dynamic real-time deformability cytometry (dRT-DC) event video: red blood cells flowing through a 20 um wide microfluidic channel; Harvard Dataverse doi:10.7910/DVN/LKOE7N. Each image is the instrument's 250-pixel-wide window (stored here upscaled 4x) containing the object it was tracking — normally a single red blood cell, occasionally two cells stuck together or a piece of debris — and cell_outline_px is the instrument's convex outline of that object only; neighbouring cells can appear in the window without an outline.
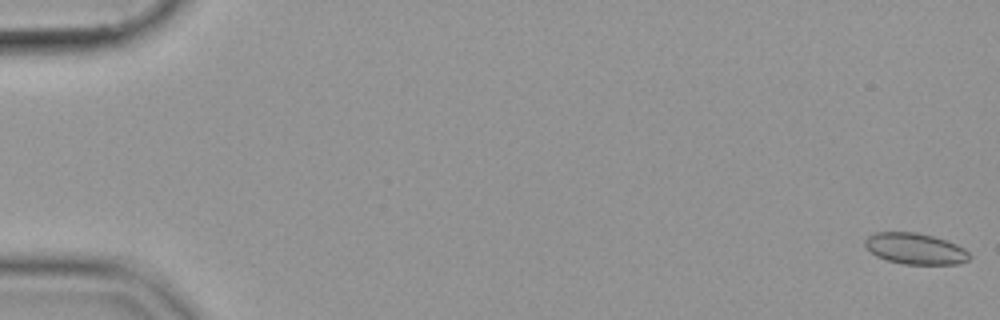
{"species": "common noctule bat (a hibernating species)", "species_latin": "Nyctalus noctula", "temperature_condition": "cold", "stored_images_in_passage": 55, "camera_frame_rate_fps": 3000, "um_per_image_px": 0.085, "animal": {"sex": "female", "body_mass_g": 19.9}, "frame": {"image": 1, "passage_image": 1, "time_ms": 0.0, "image_size_px": [1000, 320], "cell_outline_px": [[972, 256], [968, 260], [960, 264], [904, 264], [888, 260], [876, 256], [864, 244], [864, 240], [868, 236], [876, 232], [916, 232], [932, 236], [956, 244], [964, 248]], "centroid_in_image_um": [77.81, 21.14], "position_along_channel_um": 7.2, "area_um2": 18.84}}
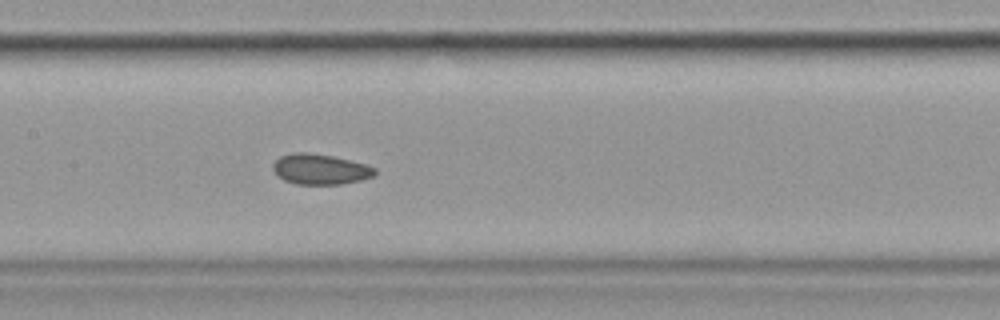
{"frame": {"image": 2, "passage_image": 28, "time_ms": 9.0, "image_size_px": [1000, 320], "cell_outline_px": [[376, 172], [372, 176], [360, 180], [340, 184], [296, 184], [284, 180], [272, 168], [272, 164], [280, 156], [296, 152], [308, 152], [332, 156], [364, 164], [376, 168]], "centroid_in_image_um": [27.2, 14.38], "position_along_channel_um": 180.2, "area_um2": 17.8}}
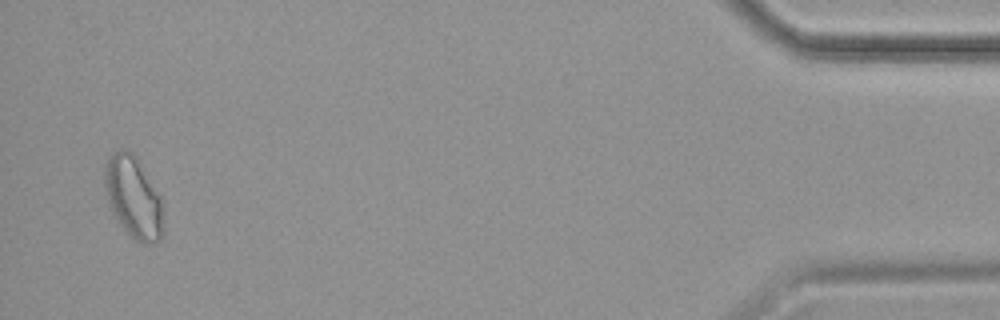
{"frame": {"image": 3, "passage_image": 54, "time_ms": 17.667, "image_size_px": [1000, 320], "cell_outline_px": [[164, 228], [160, 240], [156, 244], [144, 244], [136, 240], [124, 228], [108, 204], [104, 188], [104, 164], [120, 148], [124, 148], [132, 152], [136, 156], [160, 196]], "centroid_in_image_um": [11.34, 16.77], "position_along_channel_um": 423.9, "area_um2": 27.74}}